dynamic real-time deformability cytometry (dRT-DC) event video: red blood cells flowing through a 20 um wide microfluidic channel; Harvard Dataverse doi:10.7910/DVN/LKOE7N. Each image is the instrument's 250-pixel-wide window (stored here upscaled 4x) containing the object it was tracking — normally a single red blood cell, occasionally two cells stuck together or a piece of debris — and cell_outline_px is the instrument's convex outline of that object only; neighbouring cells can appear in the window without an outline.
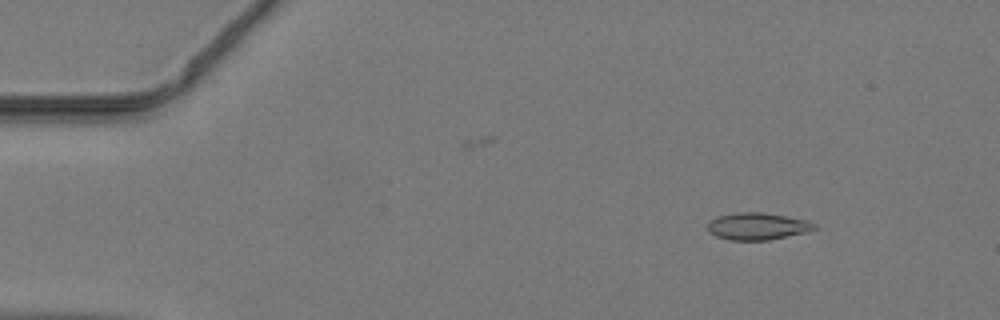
{"species": "common noctule bat (a hibernating species)", "species_latin": "Nyctalus noctula", "temperature_condition": "warm", "stored_images_in_passage": 44, "camera_frame_rate_fps": 3000, "um_per_image_px": 0.085, "animal": {"sex": "male", "body_mass_g": 19.2, "forearm_length_mm": 51.8}, "frame": {"image": 1, "passage_image": 5, "time_ms": 1.333, "image_size_px": [1000, 320], "cell_outline_px": [[816, 228], [808, 232], [768, 240], [728, 240], [716, 236], [708, 232], [708, 224], [716, 216], [736, 212], [764, 212], [808, 220], [816, 224]], "centroid_in_image_um": [64.39, 19.23], "position_along_channel_um": 20.6, "area_um2": 16.99}}
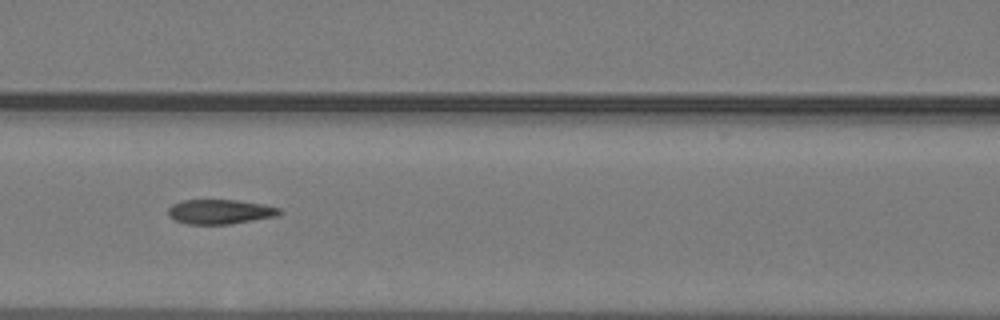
{"frame": {"image": 2, "passage_image": 20, "time_ms": 6.333, "image_size_px": [1000, 320], "cell_outline_px": [[284, 212], [276, 216], [228, 224], [188, 224], [176, 220], [168, 216], [168, 208], [172, 204], [180, 200], [236, 200], [264, 204], [280, 208]], "centroid_in_image_um": [18.7, 17.98], "position_along_channel_um": 147.9, "area_um2": 15.95}}
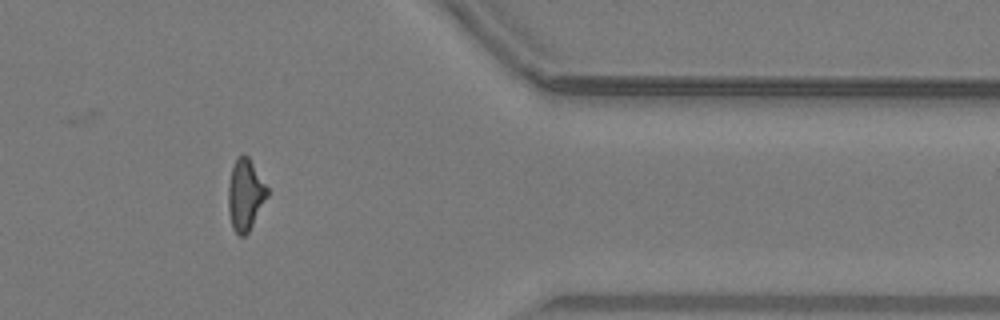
{"frame": {"image": 3, "passage_image": 38, "time_ms": 12.333, "image_size_px": [1000, 320], "cell_outline_px": [[268, 196], [248, 232], [244, 236], [240, 236], [232, 228], [228, 212], [228, 184], [232, 168], [236, 160], [244, 152], [248, 156], [268, 188]], "centroid_in_image_um": [20.84, 16.56], "position_along_channel_um": 390.6, "area_um2": 16.13}}